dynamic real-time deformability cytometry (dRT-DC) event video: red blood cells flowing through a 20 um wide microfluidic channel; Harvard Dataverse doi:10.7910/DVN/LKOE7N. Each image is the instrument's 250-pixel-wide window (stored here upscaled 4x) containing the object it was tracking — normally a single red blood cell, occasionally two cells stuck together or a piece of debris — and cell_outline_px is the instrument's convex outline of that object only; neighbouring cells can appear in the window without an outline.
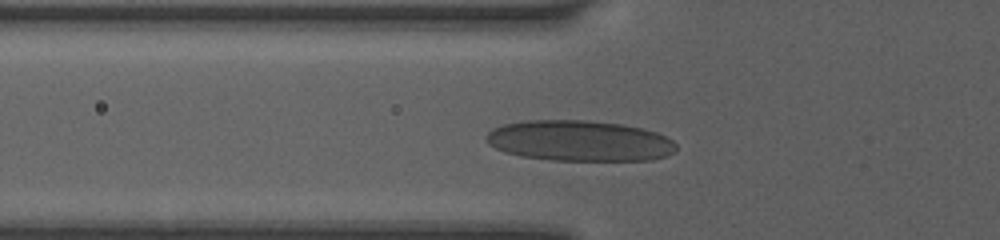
{"species": "human", "species_latin": "Homo sapiens", "temperature_condition": "room temperature", "stored_images_in_passage": 9, "camera_frame_rate_fps": 3000, "um_per_image_px": 0.085, "donor": {"sex": "female"}, "frame": {"image": 1, "passage_image": 2, "time_ms": 0.333, "image_size_px": [1000, 240], "cell_outline_px": [[676, 152], [652, 160], [548, 160], [520, 156], [504, 152], [488, 144], [484, 140], [484, 136], [492, 128], [504, 124], [520, 120], [584, 120], [620, 124], [640, 128], [656, 132], [672, 140], [676, 144]], "centroid_in_image_um": [49.19, 11.97], "position_along_channel_um": 76.6, "area_um2": 45.32}}